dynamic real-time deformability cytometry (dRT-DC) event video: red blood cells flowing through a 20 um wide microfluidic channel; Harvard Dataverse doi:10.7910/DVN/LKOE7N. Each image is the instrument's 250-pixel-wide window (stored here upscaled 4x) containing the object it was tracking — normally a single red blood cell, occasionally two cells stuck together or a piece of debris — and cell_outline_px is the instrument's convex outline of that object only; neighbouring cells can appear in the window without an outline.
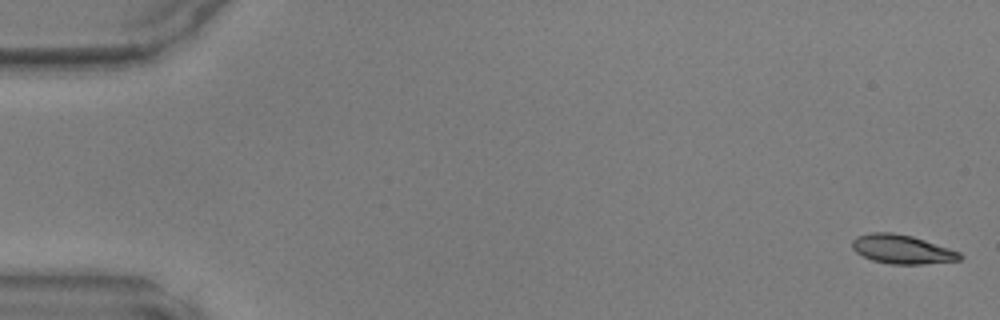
{"species": "common noctule bat (a hibernating species)", "species_latin": "Nyctalus noctula", "temperature_condition": "warm", "stored_images_in_passage": 7, "camera_frame_rate_fps": 3000, "um_per_image_px": 0.085, "animal": {"sex": "male", "body_mass_g": 17.9, "forearm_length_mm": 54.2}, "frame": {"image": 1, "passage_image": 1, "time_ms": 0.0, "image_size_px": [1000, 320], "cell_outline_px": [[964, 256], [960, 260], [920, 264], [892, 264], [872, 260], [856, 252], [852, 248], [852, 240], [856, 236], [872, 232], [892, 232], [912, 236], [960, 252]], "centroid_in_image_um": [76.65, 21.18], "position_along_channel_um": 8.3, "area_um2": 18.03}}